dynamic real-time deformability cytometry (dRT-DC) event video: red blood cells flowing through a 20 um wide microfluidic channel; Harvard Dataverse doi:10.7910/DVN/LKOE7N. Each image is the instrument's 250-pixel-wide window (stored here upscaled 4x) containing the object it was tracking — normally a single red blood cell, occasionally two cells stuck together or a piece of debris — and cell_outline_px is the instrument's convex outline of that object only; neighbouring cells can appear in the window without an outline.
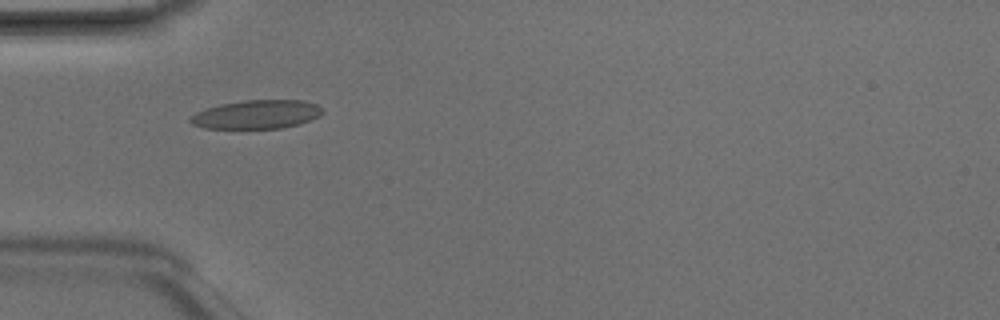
{"species": "Egyptian fruit bat (a non-hibernating species)", "species_latin": "Rousettus aegyptiacus", "temperature_condition": "room temperature", "stored_images_in_passage": 3, "camera_frame_rate_fps": 3000, "um_per_image_px": 0.085, "animal": {"sex": "male"}, "frame": {"image": 1, "passage_image": 2, "time_ms": 0.333, "image_size_px": [1000, 320], "cell_outline_px": [[324, 112], [320, 116], [300, 124], [280, 128], [204, 128], [192, 124], [188, 120], [196, 112], [220, 104], [244, 100], [304, 100], [316, 104]], "centroid_in_image_um": [21.83, 9.72], "position_along_channel_um": 63.2, "area_um2": 22.02}}